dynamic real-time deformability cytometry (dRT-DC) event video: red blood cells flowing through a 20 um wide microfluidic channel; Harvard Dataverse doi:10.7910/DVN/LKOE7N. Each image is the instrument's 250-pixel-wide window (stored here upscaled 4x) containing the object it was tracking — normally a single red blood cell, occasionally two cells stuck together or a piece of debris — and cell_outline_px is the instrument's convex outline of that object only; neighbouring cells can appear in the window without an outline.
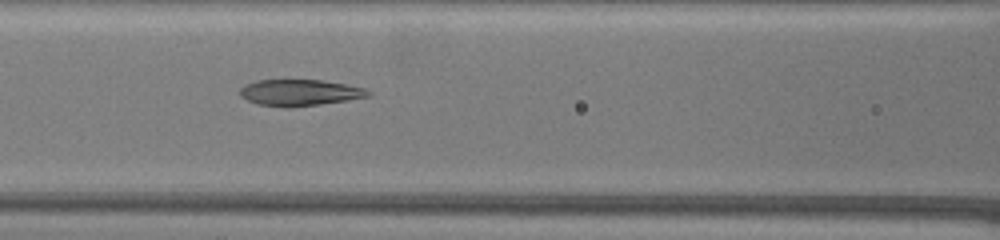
{"species": "common noctule bat (a hibernating species)", "species_latin": "Nyctalus noctula", "temperature_condition": "warm", "stored_images_in_passage": 72, "camera_frame_rate_fps": 3000, "um_per_image_px": 0.085, "animal": {"sex": "female", "body_mass_g": 19.5, "forearm_length_mm": 54.1}, "frame": {"image": 1, "passage_image": 36, "time_ms": 11.667, "image_size_px": [1000, 240], "cell_outline_px": [[372, 96], [348, 100], [292, 108], [284, 108], [256, 104], [240, 96], [240, 88], [244, 84], [256, 80], [324, 80], [348, 84], [364, 88], [372, 92]], "centroid_in_image_um": [25.49, 7.88], "position_along_channel_um": 141.1, "area_um2": 20.06}}
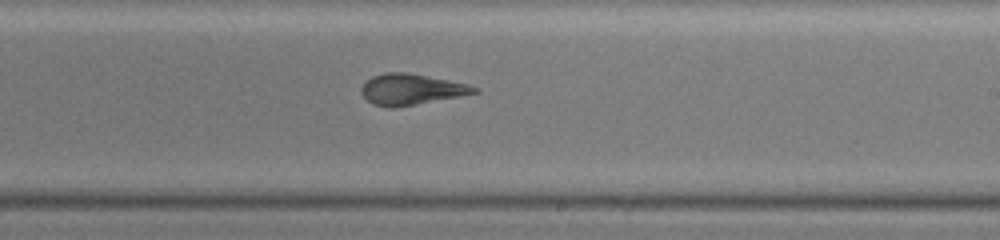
{"frame": {"image": 2, "passage_image": 47, "time_ms": 15.333, "image_size_px": [1000, 240], "cell_outline_px": [[480, 92], [460, 96], [416, 104], [392, 108], [372, 104], [360, 92], [360, 88], [372, 76], [388, 72], [408, 72], [468, 84], [480, 88]], "centroid_in_image_um": [34.97, 7.59], "position_along_channel_um": 254.0, "area_um2": 20.23}}
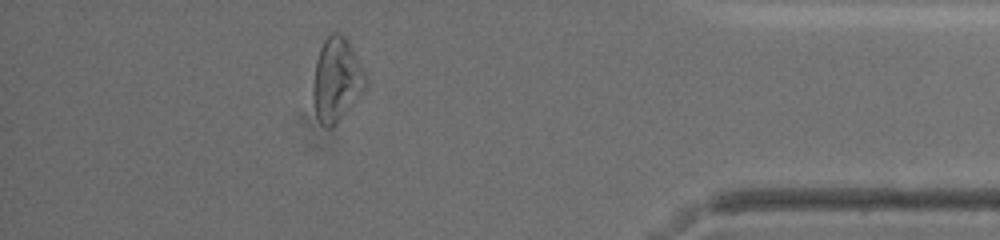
{"frame": {"image": 3, "passage_image": 65, "time_ms": 21.333, "image_size_px": [1000, 240], "cell_outline_px": [[368, 84], [364, 92], [336, 124], [332, 128], [328, 128], [320, 124], [316, 116], [312, 100], [312, 88], [316, 60], [320, 48], [324, 40], [332, 32], [340, 32], [348, 40], [368, 76]], "centroid_in_image_um": [28.62, 6.79], "position_along_channel_um": 406.6, "area_um2": 26.24}, "authors_computed_cell_mechanics": {"area_um2": 26.1256, "velocity_mm_per_s": 3.0811, "shape_relaxation_time_tau1_ms": null, "shape_relaxation_time_tau2_ms": 1.9862, "deformation_change_tau1": null, "deformation_change_tau2": 0.0747}}